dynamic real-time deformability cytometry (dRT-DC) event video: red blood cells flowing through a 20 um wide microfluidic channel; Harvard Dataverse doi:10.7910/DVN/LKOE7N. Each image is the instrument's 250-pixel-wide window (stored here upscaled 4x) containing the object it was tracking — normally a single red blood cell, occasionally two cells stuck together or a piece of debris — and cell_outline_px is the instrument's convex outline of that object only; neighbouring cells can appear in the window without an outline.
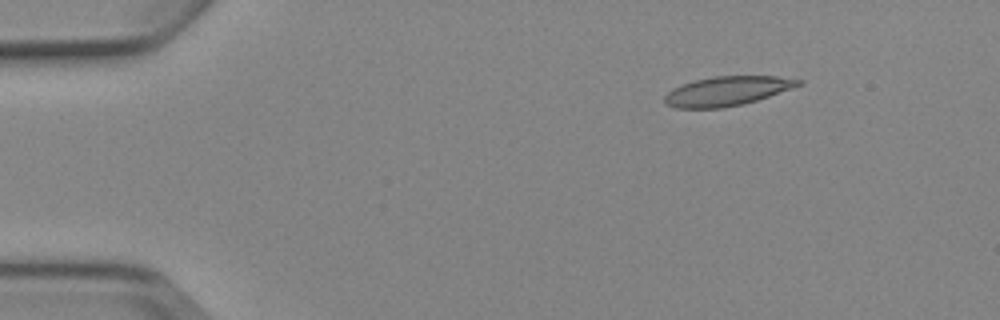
{"species": "Egyptian fruit bat (a non-hibernating species)", "species_latin": "Rousettus aegyptiacus", "temperature_condition": "cold", "stored_images_in_passage": 4, "camera_frame_rate_fps": 3000, "um_per_image_px": 0.085, "animal": {"sex": "female"}, "frame": {"image": 1, "passage_image": 2, "time_ms": 1.333, "image_size_px": [1000, 320], "cell_outline_px": [[804, 84], [744, 104], [724, 108], [676, 108], [668, 104], [664, 100], [664, 96], [672, 88], [696, 80], [716, 76], [776, 76], [804, 80]], "centroid_in_image_um": [61.83, 7.74], "position_along_channel_um": 23.2, "area_um2": 22.72}}